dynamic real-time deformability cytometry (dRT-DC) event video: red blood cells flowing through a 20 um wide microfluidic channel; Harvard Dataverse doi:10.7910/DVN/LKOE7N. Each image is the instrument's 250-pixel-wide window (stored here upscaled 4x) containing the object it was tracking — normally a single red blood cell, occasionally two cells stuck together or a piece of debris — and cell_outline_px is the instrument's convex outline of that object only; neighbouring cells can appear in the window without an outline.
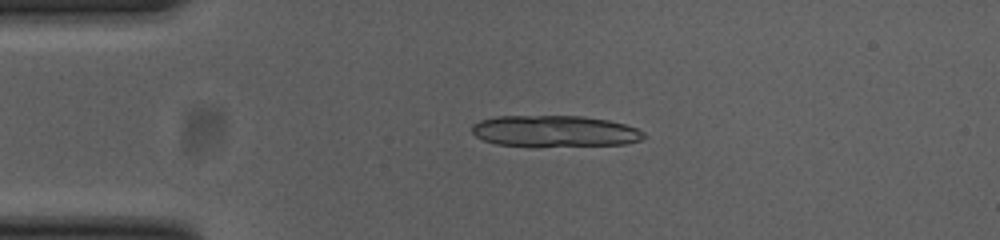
{"species": "common noctule bat (a hibernating species)", "species_latin": "Nyctalus noctula", "temperature_condition": "cold", "stored_images_in_passage": 18, "camera_frame_rate_fps": 3000, "um_per_image_px": 0.085, "animal": {"sex": "female", "body_mass_g": 23.0, "forearm_length_mm": 53.4}, "frame": {"image": 1, "passage_image": 11, "time_ms": 3.333, "image_size_px": [1000, 240], "cell_outline_px": [[648, 136], [640, 140], [624, 144], [496, 144], [484, 140], [476, 136], [472, 132], [472, 124], [480, 120], [496, 116], [584, 116], [608, 120], [624, 124], [636, 128], [644, 132]], "centroid_in_image_um": [47.16, 11.1], "position_along_channel_um": 37.8, "area_um2": 30.4}}